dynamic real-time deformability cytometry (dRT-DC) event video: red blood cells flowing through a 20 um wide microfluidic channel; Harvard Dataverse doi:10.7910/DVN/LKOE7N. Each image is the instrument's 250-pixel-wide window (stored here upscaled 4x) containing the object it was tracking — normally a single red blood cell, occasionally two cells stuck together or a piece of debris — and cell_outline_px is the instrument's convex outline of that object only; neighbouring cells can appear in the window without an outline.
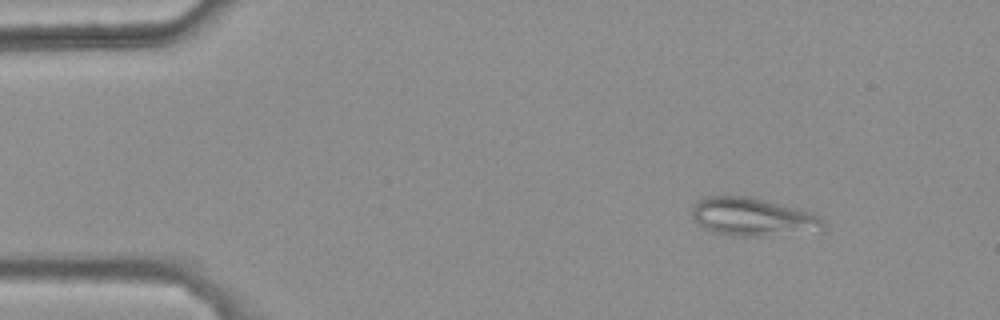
{"species": "common noctule bat (a hibernating species)", "species_latin": "Nyctalus noctula", "temperature_condition": "warm", "stored_images_in_passage": 30, "camera_frame_rate_fps": 3000, "um_per_image_px": 0.085, "animal": {"sex": "female", "body_mass_g": 25.1}, "frame": {"image": 1, "passage_image": 1, "time_ms": 0.0, "image_size_px": [1000, 320], "cell_outline_px": [[828, 224], [824, 232], [772, 236], [732, 236], [712, 232], [704, 228], [692, 216], [692, 208], [704, 196], [748, 196], [812, 212], [820, 216]], "centroid_in_image_um": [64.11, 18.48], "position_along_channel_um": 20.9, "area_um2": 29.82}}
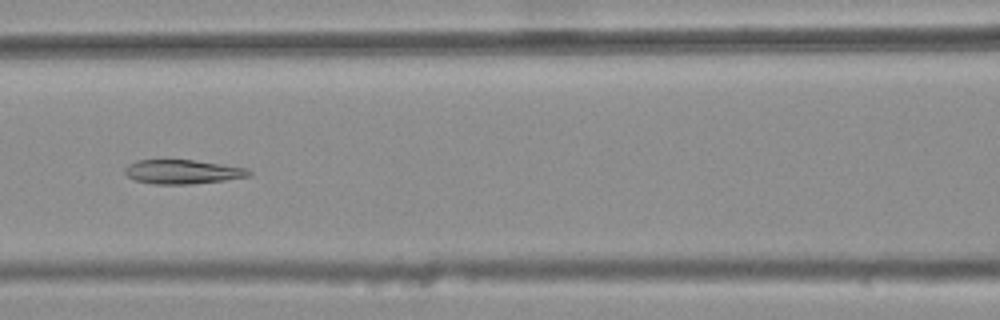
{"frame": {"image": 2, "passage_image": 18, "time_ms": 5.667, "image_size_px": [1000, 320], "cell_outline_px": [[252, 172], [248, 176], [224, 180], [192, 184], [152, 184], [136, 180], [128, 176], [124, 172], [124, 168], [128, 164], [136, 160], [192, 160], [220, 164], [244, 168]], "centroid_in_image_um": [15.45, 14.6], "position_along_channel_um": 151.1, "area_um2": 17.22}}
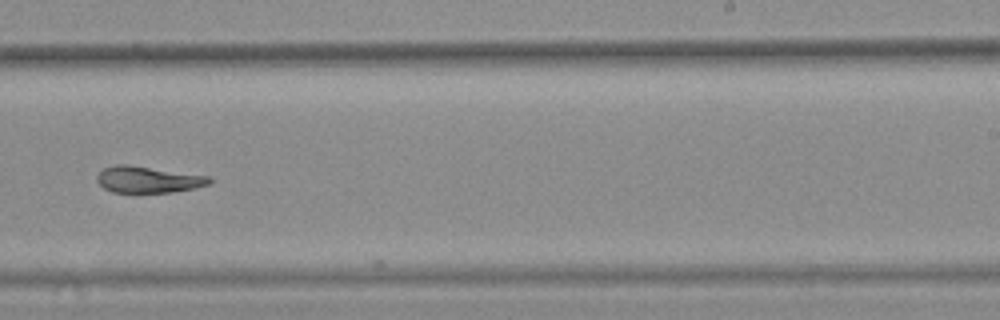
{"frame": {"image": 3, "passage_image": 28, "time_ms": 9.0, "image_size_px": [1000, 320], "cell_outline_px": [[212, 180], [208, 184], [192, 188], [172, 192], [112, 192], [104, 188], [96, 180], [96, 176], [104, 168], [116, 164], [124, 164], [208, 176]], "centroid_in_image_um": [12.53, 15.26], "position_along_channel_um": 276.5, "area_um2": 16.94}}